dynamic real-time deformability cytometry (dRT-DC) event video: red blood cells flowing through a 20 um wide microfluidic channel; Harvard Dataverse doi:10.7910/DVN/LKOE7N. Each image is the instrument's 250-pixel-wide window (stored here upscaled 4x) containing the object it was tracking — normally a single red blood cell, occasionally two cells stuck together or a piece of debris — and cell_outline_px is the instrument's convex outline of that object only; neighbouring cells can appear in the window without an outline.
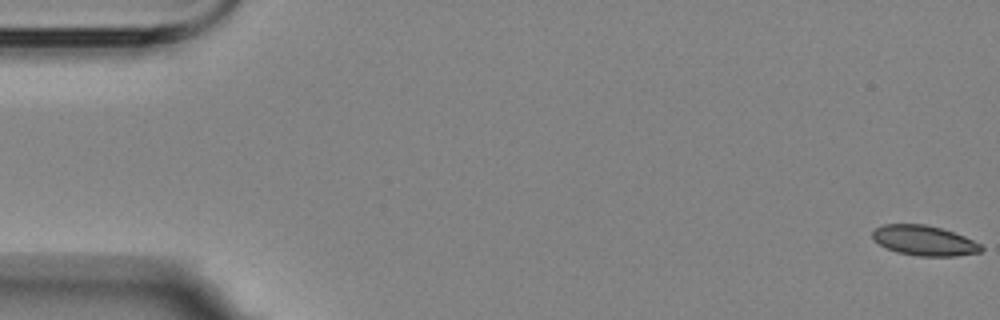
{"species": "Egyptian fruit bat (a non-hibernating species)", "species_latin": "Rousettus aegyptiacus", "temperature_condition": "room temperature", "stored_images_in_passage": 6, "camera_frame_rate_fps": 3000, "um_per_image_px": 0.085, "animal": {"sex": "female"}, "frame": {"image": 1, "passage_image": 1, "time_ms": 0.0, "image_size_px": [1000, 320], "cell_outline_px": [[984, 248], [980, 252], [956, 256], [920, 256], [896, 252], [884, 248], [872, 240], [872, 232], [876, 228], [884, 224], [924, 224], [940, 228], [964, 236], [980, 244]], "centroid_in_image_um": [78.51, 20.45], "position_along_channel_um": 6.5, "area_um2": 19.07}}
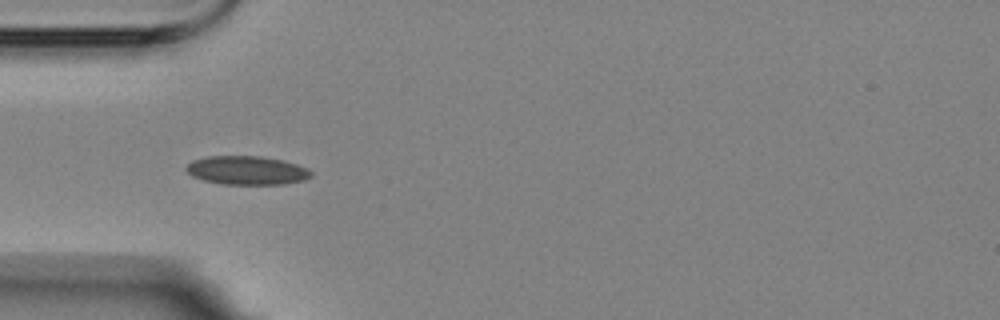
{"frame": {"image": 2, "passage_image": 5, "time_ms": 5.667, "image_size_px": [1000, 320], "cell_outline_px": [[312, 176], [304, 180], [284, 184], [224, 184], [204, 180], [192, 176], [184, 168], [192, 160], [208, 156], [260, 156], [284, 160], [308, 168], [312, 172]], "centroid_in_image_um": [21.0, 14.47], "position_along_channel_um": 64.0, "area_um2": 20.92}}
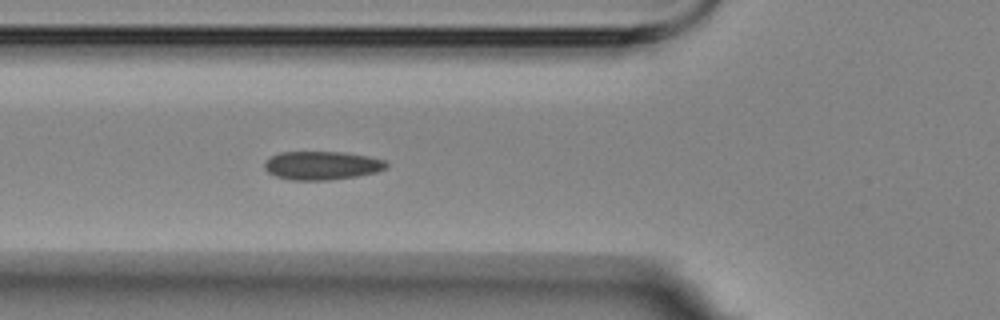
{"frame": {"image": 3, "passage_image": 6, "time_ms": 6.667, "image_size_px": [1000, 320], "cell_outline_px": [[388, 168], [376, 172], [356, 176], [328, 180], [292, 180], [276, 176], [268, 172], [264, 168], [264, 160], [280, 152], [344, 152], [368, 156], [384, 160], [388, 164]], "centroid_in_image_um": [27.36, 14.06], "position_along_channel_um": 98.4, "area_um2": 20.29}}